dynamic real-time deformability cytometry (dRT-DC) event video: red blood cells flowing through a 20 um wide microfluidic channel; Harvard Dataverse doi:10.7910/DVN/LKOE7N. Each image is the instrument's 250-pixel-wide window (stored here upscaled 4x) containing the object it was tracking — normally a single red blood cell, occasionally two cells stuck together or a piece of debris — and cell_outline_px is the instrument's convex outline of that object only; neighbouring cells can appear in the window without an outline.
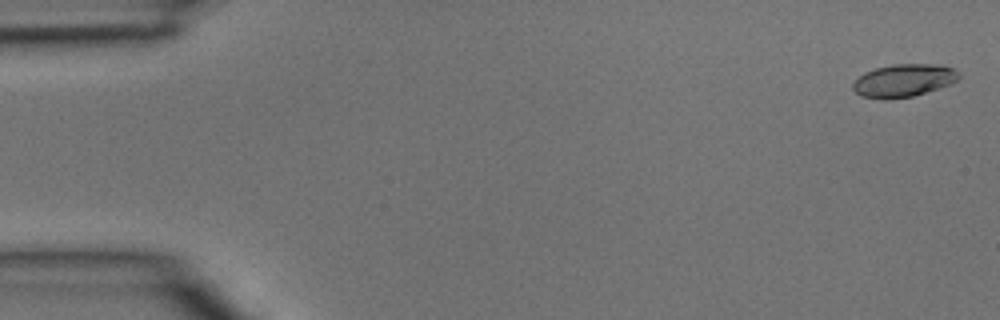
{"species": "common noctule bat (a hibernating species)", "species_latin": "Nyctalus noctula", "temperature_condition": "room temperature", "stored_images_in_passage": 4, "camera_frame_rate_fps": 3000, "um_per_image_px": 0.085, "animal": {"sex": "male", "body_mass_g": 15.6}, "frame": {"image": 1, "passage_image": 1, "time_ms": 0.0, "image_size_px": [1000, 320], "cell_outline_px": [[960, 76], [956, 80], [948, 84], [912, 96], [860, 96], [852, 88], [852, 84], [864, 72], [876, 68], [892, 64], [932, 64], [952, 68]], "centroid_in_image_um": [76.79, 6.79], "position_along_channel_um": 8.2, "area_um2": 19.13}}
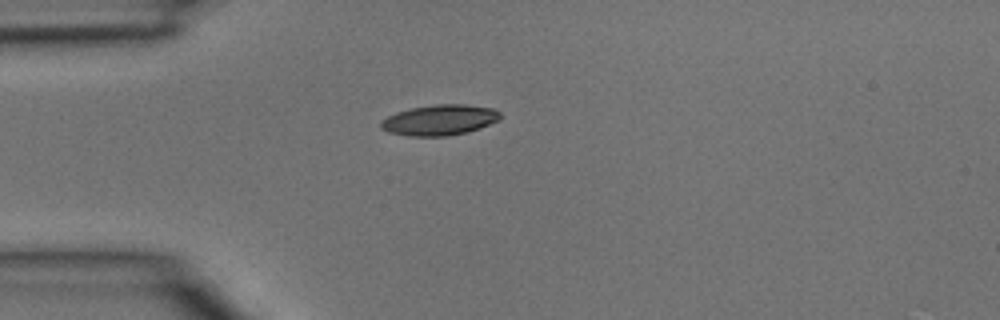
{"frame": {"image": 2, "passage_image": 4, "time_ms": 1.0, "image_size_px": [1000, 320], "cell_outline_px": [[500, 120], [480, 128], [448, 136], [408, 136], [388, 132], [380, 128], [380, 120], [396, 112], [412, 108], [436, 104], [464, 104], [492, 108], [500, 112]], "centroid_in_image_um": [37.34, 10.2], "position_along_channel_um": 47.7, "area_um2": 21.27}}